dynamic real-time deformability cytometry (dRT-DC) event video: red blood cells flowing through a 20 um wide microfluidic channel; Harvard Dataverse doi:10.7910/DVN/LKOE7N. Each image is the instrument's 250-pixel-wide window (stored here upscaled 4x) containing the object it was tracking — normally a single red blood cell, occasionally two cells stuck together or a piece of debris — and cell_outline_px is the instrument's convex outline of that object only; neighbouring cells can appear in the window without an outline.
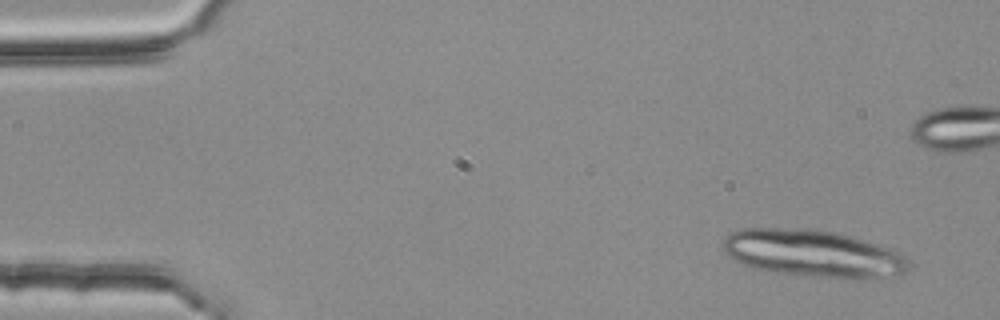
{"species": "common noctule bat (a hibernating species)", "species_latin": "Nyctalus noctula", "temperature_condition": "room temperature", "stored_images_in_passage": 21, "camera_frame_rate_fps": 3000, "um_per_image_px": 0.085, "animal": {"sex": "female", "body_mass_g": 25.1}, "frame": {"image": 1, "passage_image": 4, "time_ms": 1.0, "image_size_px": [1000, 320], "cell_outline_px": [[916, 264], [900, 276], [864, 280], [844, 280], [772, 272], [752, 268], [736, 260], [724, 252], [724, 236], [740, 228], [812, 228], [832, 232], [848, 236], [876, 244], [888, 248], [904, 256]], "centroid_in_image_um": [69.19, 21.59], "position_along_channel_um": 15.8, "area_um2": 52.02}}